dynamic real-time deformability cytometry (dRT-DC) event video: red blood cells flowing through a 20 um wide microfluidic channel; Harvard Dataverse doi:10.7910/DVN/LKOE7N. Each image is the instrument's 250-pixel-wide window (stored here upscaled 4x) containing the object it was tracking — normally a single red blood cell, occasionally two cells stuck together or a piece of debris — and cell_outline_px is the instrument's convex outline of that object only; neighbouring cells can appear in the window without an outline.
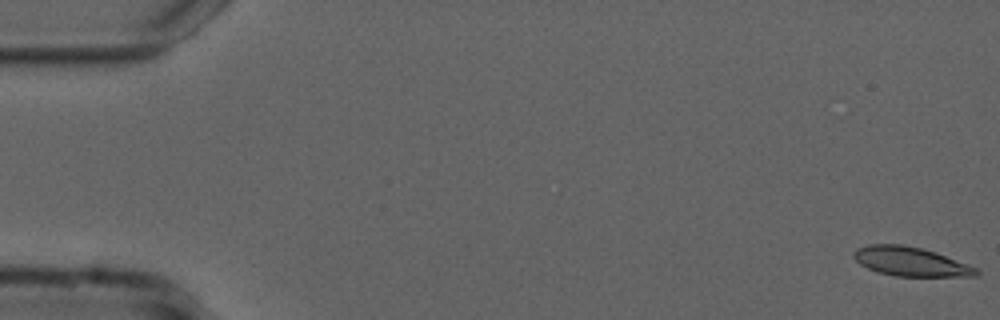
{"species": "common noctule bat (a hibernating species)", "species_latin": "Nyctalus noctula", "temperature_condition": "cold", "stored_images_in_passage": 55, "camera_frame_rate_fps": 3000, "um_per_image_px": 0.085, "animal": {"sex": "male", "forearm_length_mm": 52.5}, "frame": {"image": 1, "passage_image": 1, "time_ms": 0.0, "image_size_px": [1000, 320], "cell_outline_px": [[980, 272], [976, 276], [896, 276], [876, 272], [860, 264], [852, 256], [852, 252], [856, 248], [868, 244], [904, 244], [936, 252], [968, 264], [976, 268]], "centroid_in_image_um": [77.36, 22.22], "position_along_channel_um": 7.6, "area_um2": 20.87}}
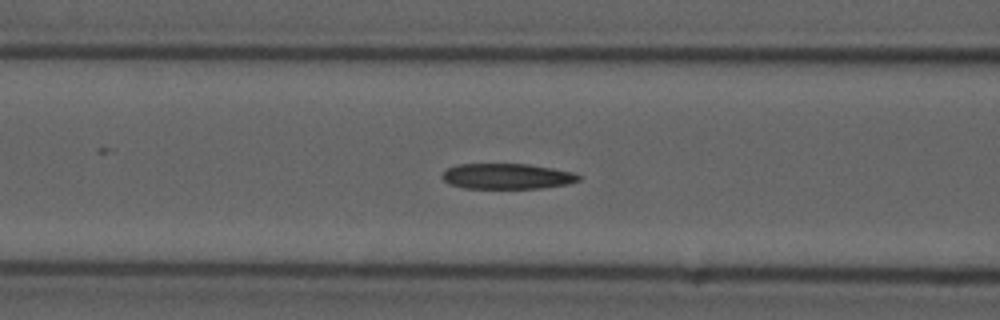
{"frame": {"image": 2, "passage_image": 22, "time_ms": 7.0, "image_size_px": [1000, 320], "cell_outline_px": [[580, 180], [568, 184], [540, 188], [464, 188], [448, 184], [440, 176], [448, 168], [456, 164], [528, 164], [576, 172], [580, 176]], "centroid_in_image_um": [43.1, 14.98], "position_along_channel_um": 123.5, "area_um2": 20.4}}
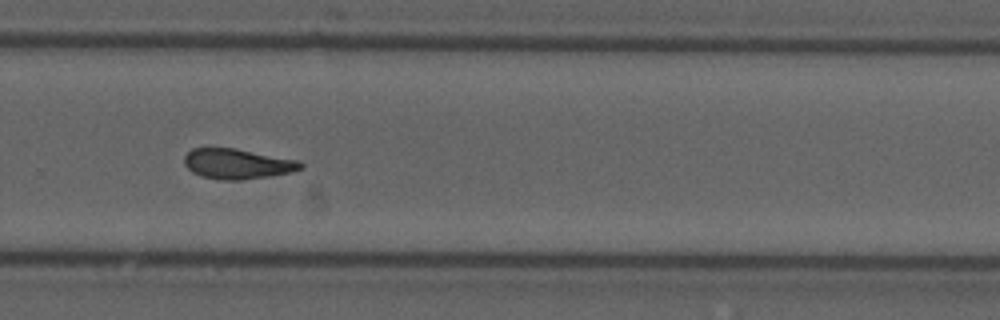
{"frame": {"image": 3, "passage_image": 37, "time_ms": 12.0, "image_size_px": [1000, 320], "cell_outline_px": [[304, 168], [292, 172], [268, 176], [240, 180], [216, 180], [200, 176], [192, 172], [184, 164], [184, 156], [192, 148], [236, 148], [300, 160], [304, 164]], "centroid_in_image_um": [20.19, 13.93], "position_along_channel_um": 309.6, "area_um2": 20.75}, "authors_computed_cell_mechanics": {"area_um2": 20.808, "velocity_mm_per_s": 3.7262, "shape_relaxation_time_tau1_ms": null, "shape_relaxation_time_tau2_ms": 3.8803, "deformation_change_tau1": null, "deformation_change_tau2": 0.1245}}